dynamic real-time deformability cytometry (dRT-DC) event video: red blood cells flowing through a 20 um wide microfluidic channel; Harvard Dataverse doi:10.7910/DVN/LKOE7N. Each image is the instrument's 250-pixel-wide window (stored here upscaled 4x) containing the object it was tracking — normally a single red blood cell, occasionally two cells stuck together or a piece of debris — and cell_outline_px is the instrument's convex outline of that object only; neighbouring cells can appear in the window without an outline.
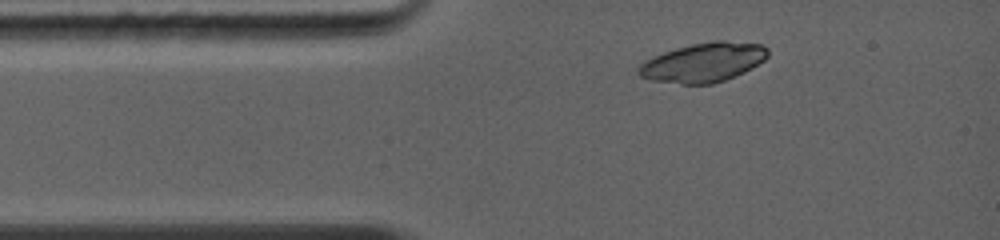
{"species": "common noctule bat (a hibernating species)", "species_latin": "Nyctalus noctula", "temperature_condition": "warm", "stored_images_in_passage": 5, "camera_frame_rate_fps": 5000, "um_per_image_px": 0.085, "animal": {"sex": "female", "body_mass_g": 19.0, "forearm_length_mm": 56.7}, "frame": {"image": 1, "passage_image": 1, "time_ms": 0.0, "image_size_px": [1000, 240], "cell_outline_px": [[768, 56], [764, 60], [752, 68], [744, 72], [724, 80], [712, 84], [680, 84], [648, 80], [640, 76], [636, 72], [636, 68], [644, 60], [652, 56], [676, 48], [692, 44], [716, 40], [724, 40], [760, 44], [768, 48]], "centroid_in_image_um": [59.74, 5.31], "position_along_channel_um": 25.3, "area_um2": 29.82}}